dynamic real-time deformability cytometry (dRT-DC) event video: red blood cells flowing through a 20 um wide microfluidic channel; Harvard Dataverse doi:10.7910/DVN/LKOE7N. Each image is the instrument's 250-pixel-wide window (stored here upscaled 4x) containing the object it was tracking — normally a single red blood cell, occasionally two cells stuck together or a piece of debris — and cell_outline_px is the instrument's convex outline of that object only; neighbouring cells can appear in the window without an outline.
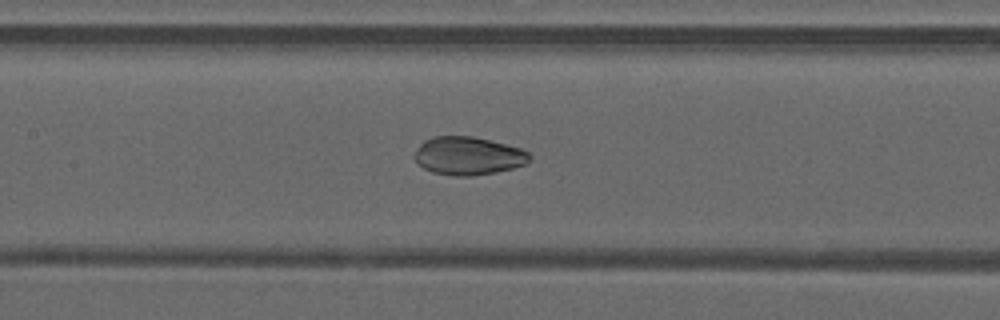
{"species": "common noctule bat (a hibernating species)", "species_latin": "Nyctalus noctula", "temperature_condition": "warm", "stored_images_in_passage": 47, "camera_frame_rate_fps": 3000, "um_per_image_px": 0.085, "animal": {"sex": "male", "forearm_length_mm": 52.5}, "frame": {"image": 1, "passage_image": 22, "time_ms": 7.0, "image_size_px": [1000, 320], "cell_outline_px": [[532, 156], [524, 164], [512, 168], [496, 172], [472, 176], [456, 176], [432, 172], [424, 168], [416, 160], [416, 152], [420, 144], [424, 140], [432, 136], [472, 136], [520, 148], [528, 152]], "centroid_in_image_um": [39.79, 13.24], "position_along_channel_um": 167.6, "area_um2": 25.26}}
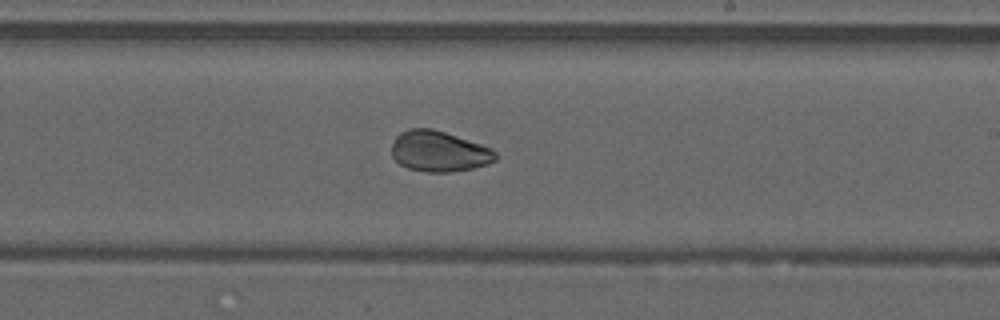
{"frame": {"image": 2, "passage_image": 28, "time_ms": 9.0, "image_size_px": [1000, 320], "cell_outline_px": [[496, 160], [488, 164], [472, 168], [452, 172], [428, 172], [408, 168], [400, 164], [392, 156], [392, 144], [396, 136], [400, 132], [408, 128], [432, 128], [492, 148], [496, 152]], "centroid_in_image_um": [37.3, 12.86], "position_along_channel_um": 251.7, "area_um2": 24.57}}
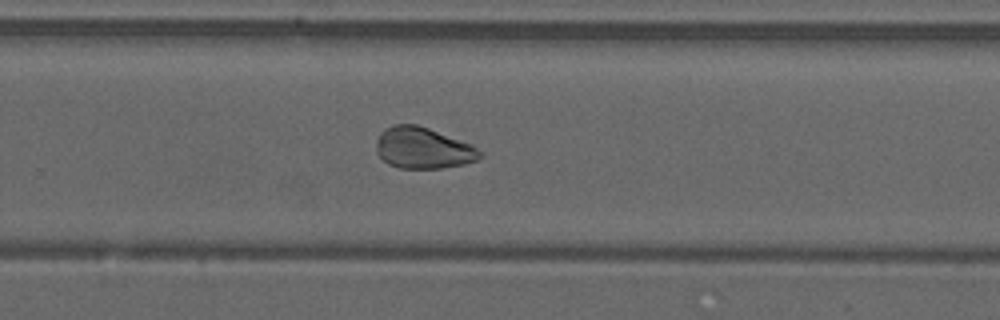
{"frame": {"image": 3, "passage_image": 31, "time_ms": 10.0, "image_size_px": [1000, 320], "cell_outline_px": [[484, 156], [476, 160], [464, 164], [440, 168], [400, 168], [388, 164], [376, 152], [376, 140], [380, 132], [392, 124], [416, 124], [428, 128], [472, 144]], "centroid_in_image_um": [35.94, 12.58], "position_along_channel_um": 293.9, "area_um2": 24.91}, "authors_computed_cell_mechanics": {"area_um2": 28.5532, "velocity_mm_per_s": 4.2255, "shape_relaxation_time_tau1_ms": 10.6914, "shape_relaxation_time_tau2_ms": 1.3493, "deformation_change_tau1": 0.2199, "deformation_change_tau2": 0.0612}}